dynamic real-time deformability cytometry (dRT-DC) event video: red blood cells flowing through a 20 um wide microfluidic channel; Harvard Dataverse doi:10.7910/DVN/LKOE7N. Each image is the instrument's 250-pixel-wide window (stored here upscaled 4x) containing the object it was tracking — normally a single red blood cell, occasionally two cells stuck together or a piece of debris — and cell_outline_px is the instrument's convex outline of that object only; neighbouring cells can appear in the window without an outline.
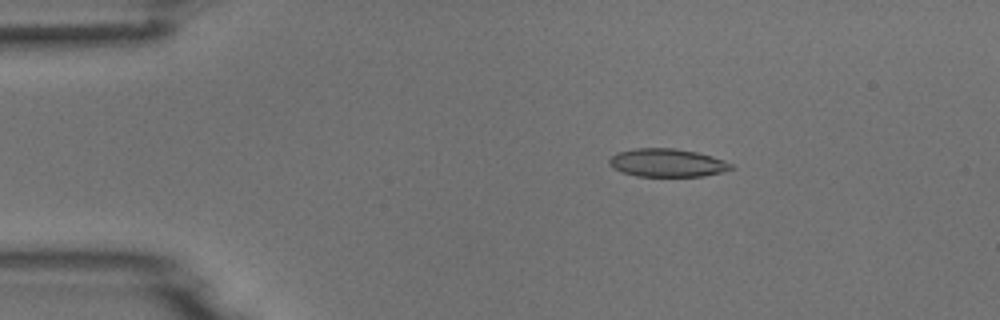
{"species": "common noctule bat (a hibernating species)", "species_latin": "Nyctalus noctula", "temperature_condition": "room temperature", "stored_images_in_passage": 5, "camera_frame_rate_fps": 3000, "um_per_image_px": 0.085, "animal": {"sex": "male", "body_mass_g": 18.8}, "frame": {"image": 1, "passage_image": 3, "time_ms": 2.333, "image_size_px": [1000, 320], "cell_outline_px": [[736, 168], [704, 176], [636, 176], [612, 168], [608, 164], [608, 160], [616, 152], [636, 148], [676, 148], [696, 152], [712, 156], [724, 160], [732, 164]], "centroid_in_image_um": [56.7, 13.83], "position_along_channel_um": 28.3, "area_um2": 20.06}}